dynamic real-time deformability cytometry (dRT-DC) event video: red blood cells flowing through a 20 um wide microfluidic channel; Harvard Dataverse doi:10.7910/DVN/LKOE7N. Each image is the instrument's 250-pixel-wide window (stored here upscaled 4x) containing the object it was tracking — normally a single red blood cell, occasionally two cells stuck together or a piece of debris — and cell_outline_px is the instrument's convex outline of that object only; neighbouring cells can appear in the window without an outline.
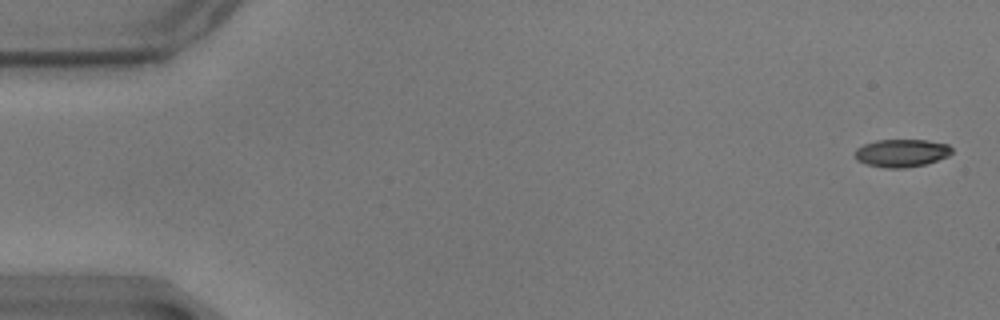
{"species": "common noctule bat (a hibernating species)", "species_latin": "Nyctalus noctula", "temperature_condition": "warm", "stored_images_in_passage": 58, "camera_frame_rate_fps": 3000, "um_per_image_px": 0.085, "animal": {"sex": "male", "body_mass_g": 17.9}, "frame": {"image": 1, "passage_image": 2, "time_ms": 0.333, "image_size_px": [1000, 320], "cell_outline_px": [[952, 152], [948, 156], [924, 164], [904, 168], [884, 168], [864, 164], [856, 160], [856, 148], [864, 144], [876, 140], [928, 140], [948, 144], [952, 148]], "centroid_in_image_um": [76.61, 13.0], "position_along_channel_um": 8.4, "area_um2": 15.72}}
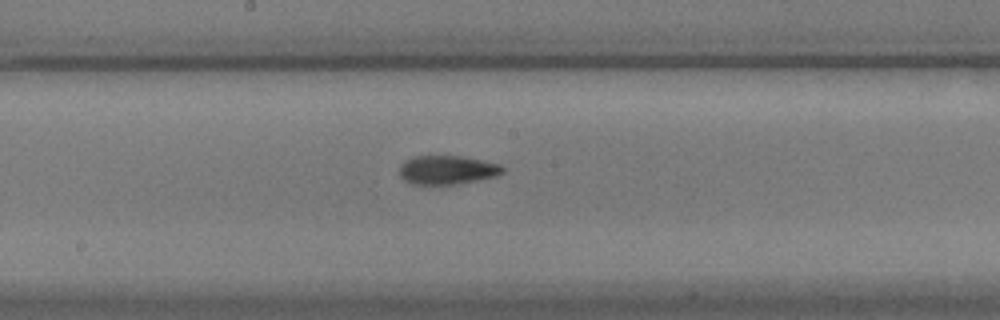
{"frame": {"image": 2, "passage_image": 31, "time_ms": 10.0, "image_size_px": [1000, 320], "cell_outline_px": [[504, 172], [496, 176], [480, 180], [456, 184], [412, 184], [404, 180], [400, 176], [400, 164], [412, 156], [464, 156], [484, 160], [500, 164], [504, 168]], "centroid_in_image_um": [38.03, 14.44], "position_along_channel_um": 210.2, "area_um2": 17.51}}
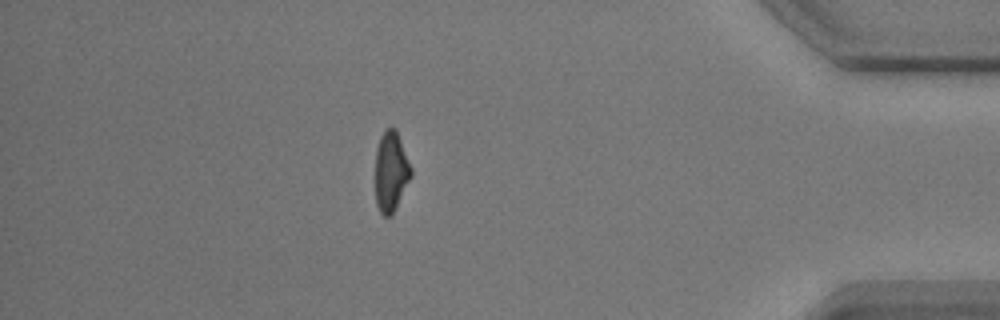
{"frame": {"image": 3, "passage_image": 51, "time_ms": 16.667, "image_size_px": [1000, 320], "cell_outline_px": [[412, 176], [392, 216], [384, 216], [380, 212], [376, 204], [376, 148], [380, 136], [384, 128], [396, 128], [412, 168]], "centroid_in_image_um": [33.24, 14.57], "position_along_channel_um": 402.0, "area_um2": 16.88}, "authors_computed_cell_mechanics": {"area_um2": 16.8776, "velocity_mm_per_s": 3.5001, "shape_relaxation_time_tau1_ms": 6.614, "shape_relaxation_time_tau2_ms": 2.4869, "deformation_change_tau1": 0.1954, "deformation_change_tau2": 0.0929}}